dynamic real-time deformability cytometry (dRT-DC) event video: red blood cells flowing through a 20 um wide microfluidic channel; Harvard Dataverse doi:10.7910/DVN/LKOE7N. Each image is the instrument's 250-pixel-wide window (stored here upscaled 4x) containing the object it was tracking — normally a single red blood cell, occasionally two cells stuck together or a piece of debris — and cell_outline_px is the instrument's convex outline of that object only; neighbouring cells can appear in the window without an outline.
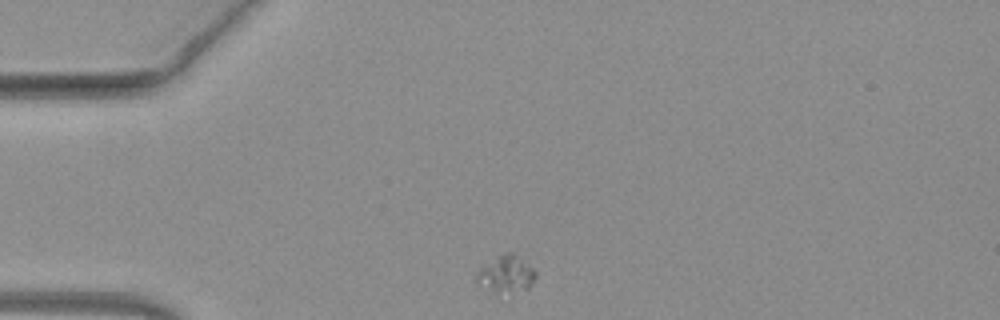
{"species": "common noctule bat (a hibernating species)", "species_latin": "Nyctalus noctula", "temperature_condition": "warm", "stored_images_in_passage": 40, "camera_frame_rate_fps": 3000, "um_per_image_px": 0.085, "animal": {"sex": "female", "body_mass_g": 19.3, "forearm_length_mm": 54.1}, "frame": {"image": 1, "passage_image": 1, "time_ms": 0.0, "image_size_px": [1000, 320], "cell_outline_px": [[536, 276], [532, 284], [528, 288], [496, 292], [492, 292], [476, 280], [476, 272], [480, 268], [500, 256], [508, 252], [512, 252], [532, 268], [536, 272]], "centroid_in_image_um": [43.02, 23.29], "position_along_channel_um": 42.0, "area_um2": 11.91}}
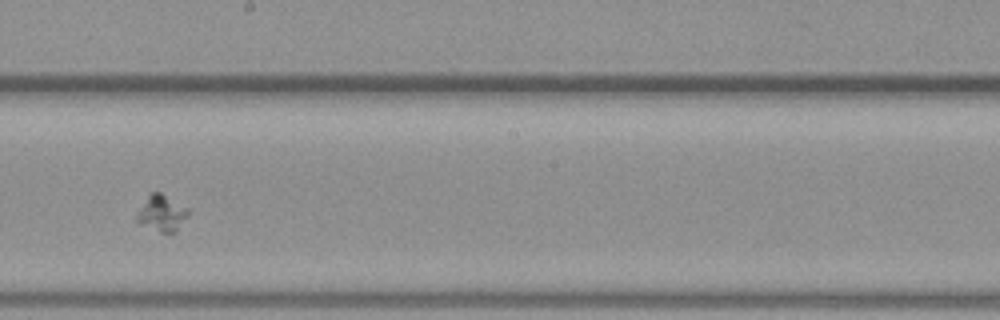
{"frame": {"image": 2, "passage_image": 18, "time_ms": 5.667, "image_size_px": [1000, 320], "cell_outline_px": [[192, 212], [172, 232], [160, 232], [136, 224], [136, 212], [148, 196], [152, 192], [160, 192], [188, 208]], "centroid_in_image_um": [13.71, 18.12], "position_along_channel_um": 234.5, "area_um2": 10.81}}
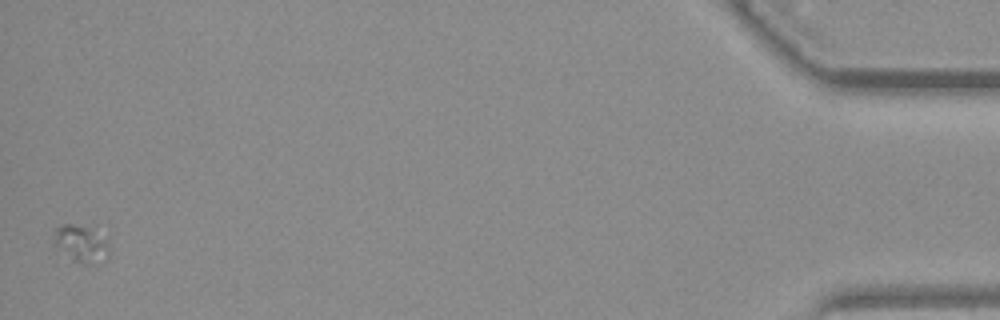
{"frame": {"image": 3, "passage_image": 40, "time_ms": 13.0, "image_size_px": [1000, 320], "cell_outline_px": [[112, 252], [108, 260], [96, 264], [80, 264], [72, 260], [56, 248], [52, 244], [52, 236], [56, 228], [64, 224], [72, 224], [92, 228], [108, 236]], "centroid_in_image_um": [6.98, 20.74], "position_along_channel_um": 428.2, "area_um2": 13.01}}